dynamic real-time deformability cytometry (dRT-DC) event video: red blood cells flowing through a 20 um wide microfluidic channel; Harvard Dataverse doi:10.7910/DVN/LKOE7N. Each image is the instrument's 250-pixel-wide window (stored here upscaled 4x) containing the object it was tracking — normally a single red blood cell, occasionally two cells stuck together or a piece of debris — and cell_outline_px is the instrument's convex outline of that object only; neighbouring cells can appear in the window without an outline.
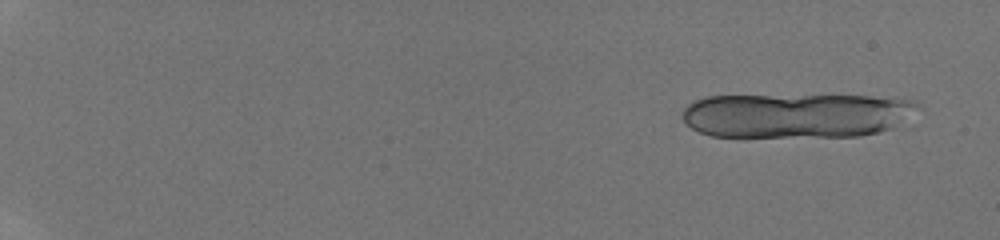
{"species": "human", "species_latin": "Homo sapiens", "temperature_condition": "room temperature", "stored_images_in_passage": 8, "camera_frame_rate_fps": 3000, "um_per_image_px": 0.085, "donor": {"sex": "male"}, "frame": {"image": 1, "passage_image": 2, "time_ms": 0.667, "image_size_px": [1000, 240], "cell_outline_px": [[916, 104], [892, 128], [860, 136], [740, 140], [712, 136], [700, 132], [692, 128], [680, 116], [684, 108], [692, 100], [704, 96], [892, 96], [916, 100]], "centroid_in_image_um": [67.51, 9.86], "position_along_channel_um": 17.5, "area_um2": 62.77}}